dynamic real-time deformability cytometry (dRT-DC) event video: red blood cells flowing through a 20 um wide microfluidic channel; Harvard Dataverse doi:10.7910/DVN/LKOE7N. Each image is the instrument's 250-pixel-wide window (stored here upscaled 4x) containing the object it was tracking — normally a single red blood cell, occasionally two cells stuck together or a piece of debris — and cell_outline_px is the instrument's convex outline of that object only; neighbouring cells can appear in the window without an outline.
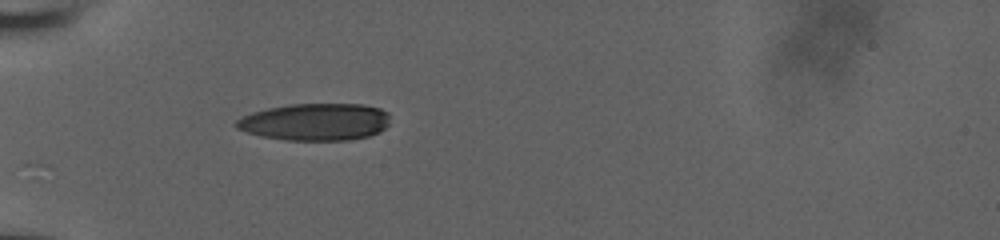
{"species": "human", "species_latin": "Homo sapiens", "temperature_condition": "room temperature", "stored_images_in_passage": 33, "camera_frame_rate_fps": 3000, "um_per_image_px": 0.085, "donor": {"sex": "male"}, "frame": {"image": 1, "passage_image": 1, "time_ms": 0.0, "image_size_px": [1000, 240], "cell_outline_px": [[388, 124], [380, 132], [368, 136], [348, 140], [284, 140], [260, 136], [236, 128], [236, 120], [252, 112], [268, 108], [288, 104], [364, 104], [380, 108], [388, 112]], "centroid_in_image_um": [26.81, 10.36], "position_along_channel_um": 58.2, "area_um2": 33.35}}
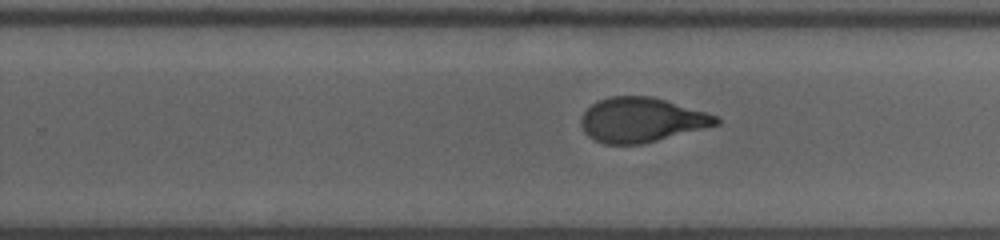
{"frame": {"image": 2, "passage_image": 19, "time_ms": 6.0, "image_size_px": [1000, 240], "cell_outline_px": [[720, 124], [640, 144], [604, 144], [592, 140], [584, 132], [580, 124], [580, 120], [584, 112], [596, 100], [608, 96], [652, 96], [708, 112], [720, 116]], "centroid_in_image_um": [54.51, 10.18], "position_along_channel_um": 275.3, "area_um2": 35.26}}
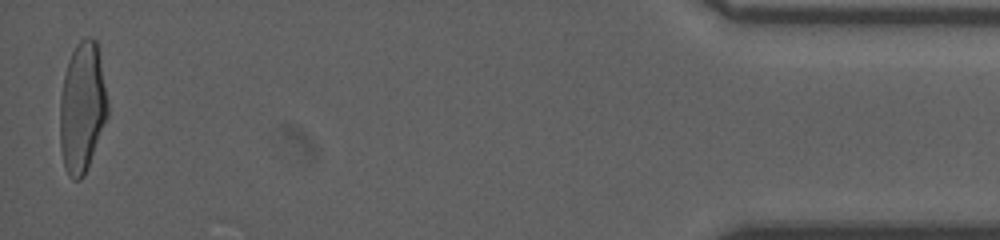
{"frame": {"image": 3, "passage_image": 33, "time_ms": 10.667, "image_size_px": [1000, 240], "cell_outline_px": [[108, 116], [84, 176], [80, 180], [72, 180], [68, 176], [64, 164], [60, 148], [60, 96], [64, 76], [68, 60], [76, 44], [84, 36], [92, 36], [96, 40], [108, 104]], "centroid_in_image_um": [6.97, 9.14], "position_along_channel_um": 428.2, "area_um2": 36.24}, "authors_computed_cell_mechanics": {"area_um2": 36.0672, "velocity_mm_per_s": 3.8702, "shape_relaxation_time_tau1_ms": 5.6919, "shape_relaxation_time_tau2_ms": 1.3102, "deformation_change_tau1": 0.2227, "deformation_change_tau2": 0.0834}}